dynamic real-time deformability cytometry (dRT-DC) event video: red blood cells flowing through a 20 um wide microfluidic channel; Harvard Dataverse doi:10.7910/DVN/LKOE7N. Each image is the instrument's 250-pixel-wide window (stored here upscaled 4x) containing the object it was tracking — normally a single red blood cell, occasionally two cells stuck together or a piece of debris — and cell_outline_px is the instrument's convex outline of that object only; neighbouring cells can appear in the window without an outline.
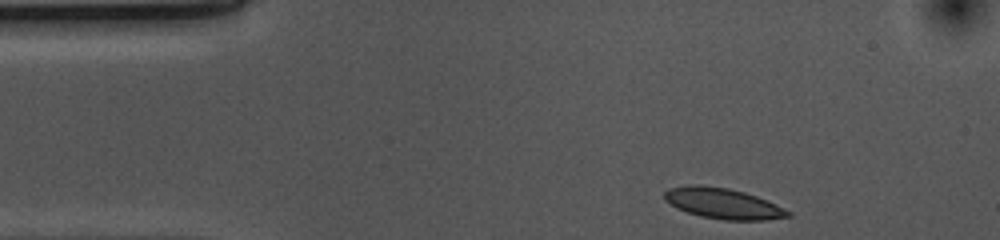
{"species": "common noctule bat (a hibernating species)", "species_latin": "Nyctalus noctula", "temperature_condition": "cold", "stored_images_in_passage": 36, "camera_frame_rate_fps": 3000, "um_per_image_px": 0.085, "animal": {"sex": "female", "body_mass_g": 10.0, "forearm_length_mm": 53.1}, "frame": {"image": 1, "passage_image": 1, "time_ms": 0.0, "image_size_px": [1000, 240], "cell_outline_px": [[792, 216], [764, 220], [724, 220], [700, 216], [676, 208], [664, 200], [664, 192], [668, 188], [688, 184], [700, 184], [728, 188], [744, 192], [756, 196], [776, 204], [792, 212]], "centroid_in_image_um": [61.43, 17.28], "position_along_channel_um": 23.6, "area_um2": 22.25}}
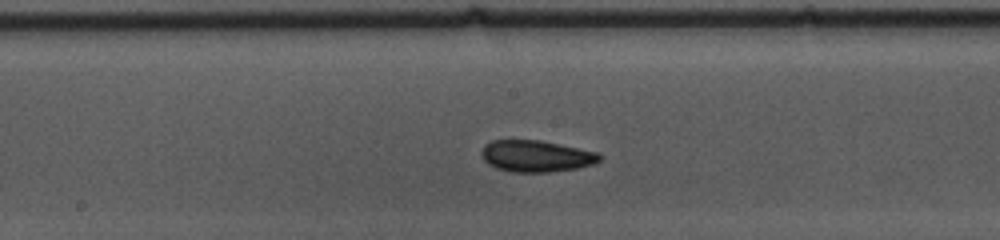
{"frame": {"image": 2, "passage_image": 20, "time_ms": 6.333, "image_size_px": [1000, 240], "cell_outline_px": [[604, 156], [600, 160], [592, 164], [576, 168], [548, 172], [512, 172], [496, 168], [488, 164], [484, 160], [480, 152], [484, 144], [492, 140], [540, 140], [600, 152]], "centroid_in_image_um": [45.58, 13.26], "position_along_channel_um": 202.6, "area_um2": 21.91}}
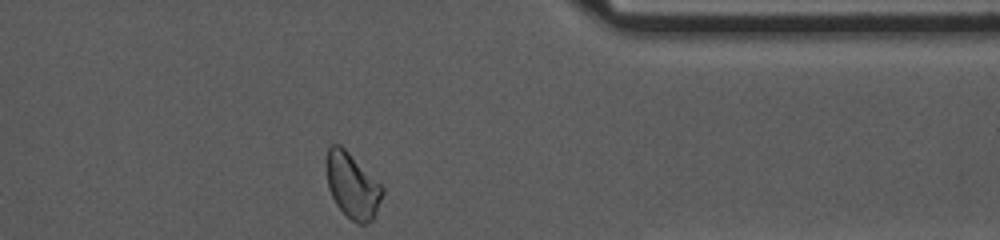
{"frame": {"image": 3, "passage_image": 36, "time_ms": 11.667, "image_size_px": [1000, 240], "cell_outline_px": [[384, 192], [376, 212], [372, 220], [364, 224], [356, 224], [336, 204], [328, 188], [324, 164], [328, 148], [332, 144], [340, 144], [384, 188]], "centroid_in_image_um": [29.91, 15.76], "position_along_channel_um": 381.5, "area_um2": 21.21}, "authors_computed_cell_mechanics": {"area_um2": 21.2126, "velocity_mm_per_s": 3.6615, "shape_relaxation_time_tau1_ms": null, "shape_relaxation_time_tau2_ms": 8.2875, "deformation_change_tau1": null, "deformation_change_tau2": 0.1222}}